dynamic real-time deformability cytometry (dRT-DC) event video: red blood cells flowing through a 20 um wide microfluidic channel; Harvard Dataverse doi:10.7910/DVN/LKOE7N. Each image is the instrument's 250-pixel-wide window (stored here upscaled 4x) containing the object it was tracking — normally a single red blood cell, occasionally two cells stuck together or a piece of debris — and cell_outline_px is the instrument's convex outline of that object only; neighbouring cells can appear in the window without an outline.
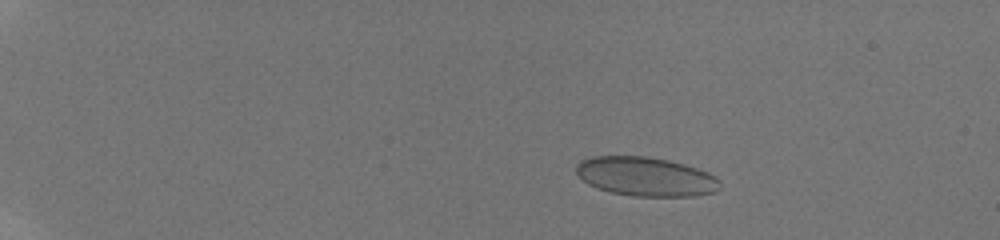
{"species": "human", "species_latin": "Homo sapiens", "temperature_condition": "room temperature", "stored_images_in_passage": 19, "camera_frame_rate_fps": 3000, "um_per_image_px": 0.085, "donor": {"sex": "male"}, "frame": {"image": 1, "passage_image": 3, "time_ms": 1.667, "image_size_px": [1000, 240], "cell_outline_px": [[720, 188], [716, 192], [692, 196], [632, 196], [612, 192], [596, 188], [588, 184], [576, 172], [576, 164], [580, 160], [592, 156], [648, 156], [668, 160], [684, 164], [708, 172], [716, 176], [720, 180]], "centroid_in_image_um": [54.9, 15.0], "position_along_channel_um": 30.1, "area_um2": 32.89}}
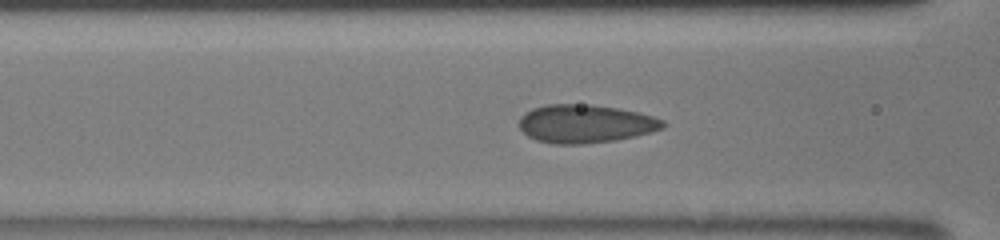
{"frame": {"image": 2, "passage_image": 15, "time_ms": 6.667, "image_size_px": [1000, 240], "cell_outline_px": [[664, 128], [652, 132], [636, 136], [616, 140], [584, 144], [552, 144], [536, 140], [528, 136], [520, 128], [520, 116], [532, 108], [548, 104], [592, 104], [640, 112], [664, 120]], "centroid_in_image_um": [49.77, 10.52], "position_along_channel_um": 116.8, "area_um2": 32.25}}
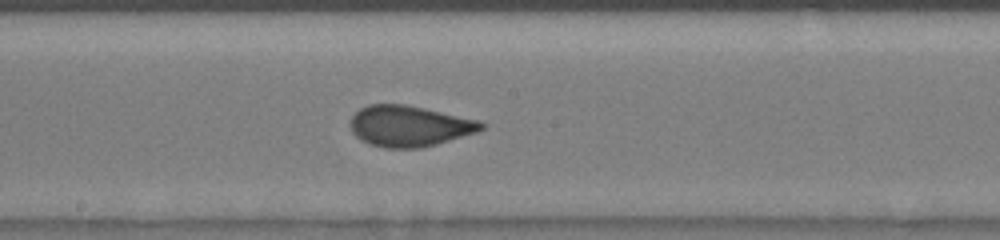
{"frame": {"image": 3, "passage_image": 19, "time_ms": 9.0, "image_size_px": [1000, 240], "cell_outline_px": [[488, 124], [484, 128], [476, 132], [436, 144], [420, 148], [384, 148], [368, 144], [360, 140], [352, 132], [352, 116], [360, 108], [368, 104], [404, 104], [424, 108], [480, 120]], "centroid_in_image_um": [34.8, 10.71], "position_along_channel_um": 213.4, "area_um2": 31.21}}